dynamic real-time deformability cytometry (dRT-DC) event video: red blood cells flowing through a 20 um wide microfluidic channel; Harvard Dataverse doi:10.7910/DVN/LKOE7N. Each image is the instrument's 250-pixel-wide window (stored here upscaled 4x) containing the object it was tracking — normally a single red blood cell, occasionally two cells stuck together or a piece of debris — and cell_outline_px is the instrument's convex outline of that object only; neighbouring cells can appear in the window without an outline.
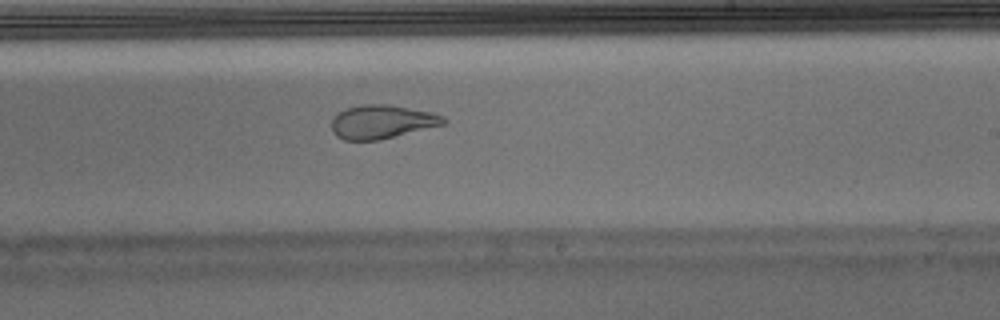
{"species": "Egyptian fruit bat (a non-hibernating species)", "species_latin": "Rousettus aegyptiacus", "temperature_condition": "warm", "stored_images_in_passage": 51, "camera_frame_rate_fps": 3000, "um_per_image_px": 0.085, "animal": {"sex": "male"}, "frame": {"image": 1, "passage_image": 30, "time_ms": 9.667, "image_size_px": [1000, 320], "cell_outline_px": [[448, 120], [444, 124], [380, 140], [344, 140], [336, 136], [332, 132], [332, 120], [344, 108], [360, 104], [388, 104], [432, 112], [444, 116]], "centroid_in_image_um": [32.46, 10.35], "position_along_channel_um": 256.5, "area_um2": 22.02}}
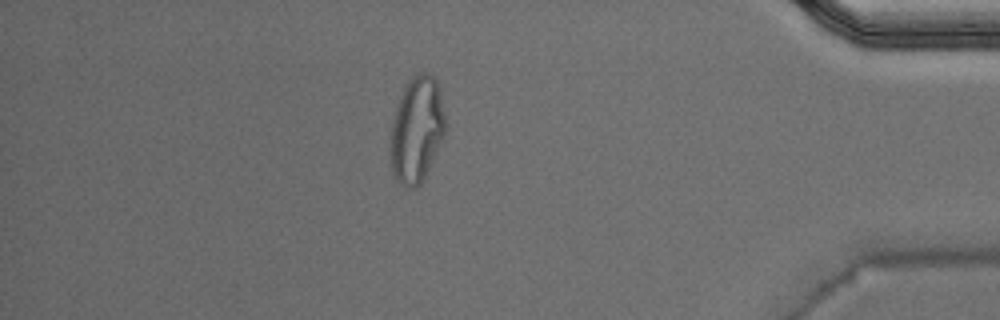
{"frame": {"image": 2, "passage_image": 44, "time_ms": 14.333, "image_size_px": [1000, 320], "cell_outline_px": [[448, 124], [428, 168], [420, 184], [416, 188], [404, 188], [396, 180], [392, 172], [392, 124], [396, 108], [400, 96], [404, 88], [412, 76], [416, 72], [424, 72], [432, 76], [436, 80], [440, 88]], "centroid_in_image_um": [35.45, 10.98], "position_along_channel_um": 399.7, "area_um2": 33.58}, "authors_computed_cell_mechanics": {"area_um2": 23.4668, "velocity_mm_per_s": 3.9422, "shape_relaxation_time_tau1_ms": null, "shape_relaxation_time_tau2_ms": 1.5064, "deformation_change_tau1": null, "deformation_change_tau2": 0.0907}}